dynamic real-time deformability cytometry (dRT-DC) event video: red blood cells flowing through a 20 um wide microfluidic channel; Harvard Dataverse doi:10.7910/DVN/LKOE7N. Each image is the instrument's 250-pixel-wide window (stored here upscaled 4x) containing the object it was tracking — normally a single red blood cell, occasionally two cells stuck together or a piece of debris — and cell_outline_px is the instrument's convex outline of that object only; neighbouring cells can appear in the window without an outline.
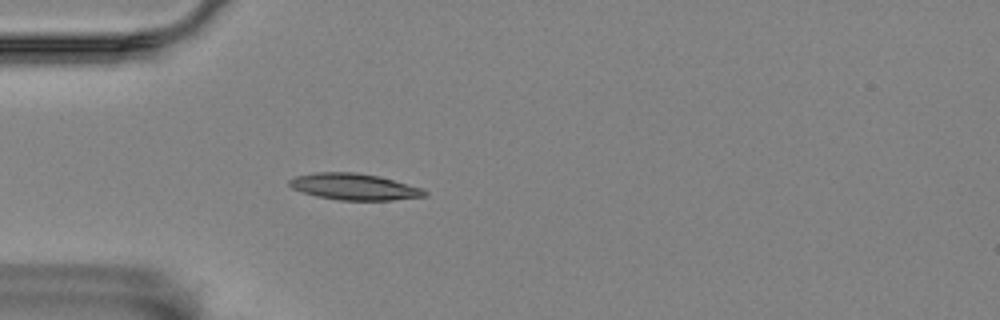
{"species": "Egyptian fruit bat (a non-hibernating species)", "species_latin": "Rousettus aegyptiacus", "temperature_condition": "room temperature", "stored_images_in_passage": 1, "camera_frame_rate_fps": 3000, "um_per_image_px": 0.085, "animal": {"sex": "female"}, "frame": {"image": 1, "passage_image": 1, "time_ms": 0.0, "image_size_px": [1000, 320], "cell_outline_px": [[428, 196], [392, 200], [340, 200], [316, 196], [292, 188], [288, 184], [288, 180], [296, 176], [316, 172], [356, 172], [380, 176], [424, 188], [428, 192]], "centroid_in_image_um": [30.15, 15.87], "position_along_channel_um": 54.8, "area_um2": 20.98}}